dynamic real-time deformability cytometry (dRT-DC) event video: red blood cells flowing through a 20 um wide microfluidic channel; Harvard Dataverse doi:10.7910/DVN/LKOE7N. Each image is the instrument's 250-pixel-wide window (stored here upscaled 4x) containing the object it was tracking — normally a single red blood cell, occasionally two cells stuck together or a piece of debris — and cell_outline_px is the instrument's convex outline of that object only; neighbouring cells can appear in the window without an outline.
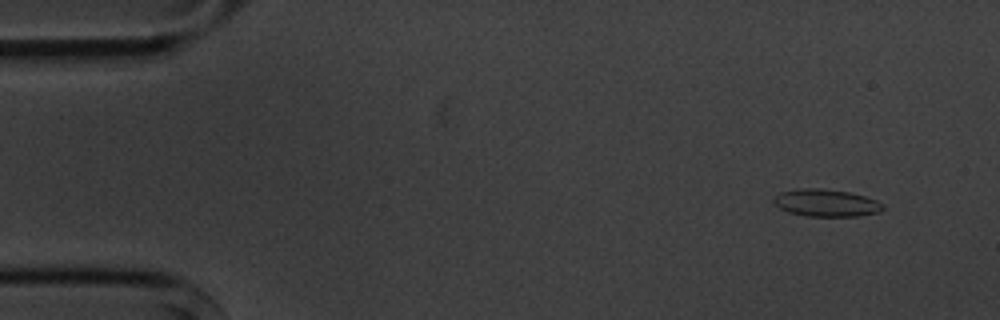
{"species": "common noctule bat (a hibernating species)", "species_latin": "Nyctalus noctula", "temperature_condition": "cold", "stored_images_in_passage": 6, "segment_of_instrument_passage": [1, 2], "camera_frame_rate_fps": 3000, "um_per_image_px": 0.085, "animal": {"sex": "male", "body_mass_g": 20.1, "forearm_length_mm": 53.5}, "frame": {"image": 1, "passage_image": 2, "time_ms": 1.0, "image_size_px": [1000, 320], "cell_outline_px": [[884, 208], [880, 212], [856, 216], [808, 216], [788, 212], [780, 208], [772, 200], [772, 196], [780, 192], [800, 188], [820, 188], [848, 192], [864, 196], [876, 200], [884, 204]], "centroid_in_image_um": [70.2, 17.24], "position_along_channel_um": 14.8, "area_um2": 17.4}}
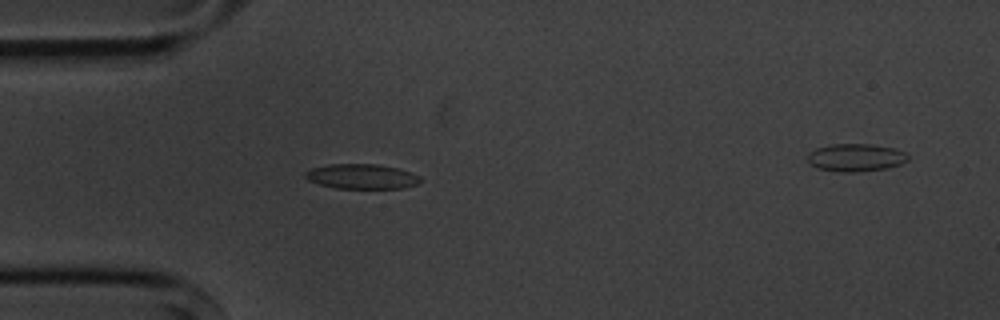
{"frame": {"image": 2, "passage_image": 5, "time_ms": 4.667, "image_size_px": [1000, 320], "cell_outline_px": [[420, 180], [416, 184], [404, 188], [336, 188], [320, 184], [308, 180], [304, 176], [304, 172], [312, 168], [328, 164], [376, 164], [400, 168], [412, 172], [420, 176]], "centroid_in_image_um": [30.75, 14.99], "position_along_channel_um": 54.3, "area_um2": 16.7}}